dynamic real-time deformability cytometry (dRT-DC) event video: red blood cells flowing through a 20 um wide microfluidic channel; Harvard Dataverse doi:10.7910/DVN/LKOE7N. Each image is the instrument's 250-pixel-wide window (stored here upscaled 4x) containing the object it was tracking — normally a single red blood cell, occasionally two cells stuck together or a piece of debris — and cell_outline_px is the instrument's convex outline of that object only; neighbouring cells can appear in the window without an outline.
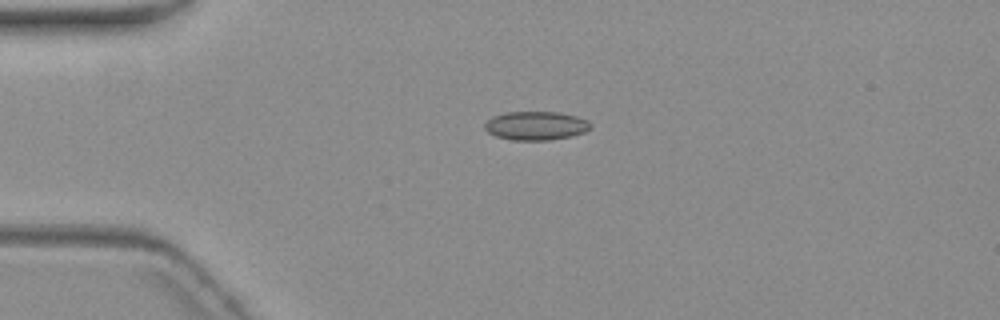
{"species": "common noctule bat (a hibernating species)", "species_latin": "Nyctalus noctula", "temperature_condition": "warm", "stored_images_in_passage": 4, "camera_frame_rate_fps": 3000, "um_per_image_px": 0.085, "animal": {"sex": "female", "body_mass_g": 19.3, "forearm_length_mm": 54.1}, "frame": {"image": 1, "passage_image": 3, "time_ms": 3.333, "image_size_px": [1000, 320], "cell_outline_px": [[588, 128], [584, 132], [572, 136], [548, 140], [512, 140], [496, 136], [488, 132], [484, 128], [484, 124], [492, 116], [504, 112], [560, 112], [576, 116], [588, 120]], "centroid_in_image_um": [45.51, 10.68], "position_along_channel_um": 39.5, "area_um2": 17.63}}